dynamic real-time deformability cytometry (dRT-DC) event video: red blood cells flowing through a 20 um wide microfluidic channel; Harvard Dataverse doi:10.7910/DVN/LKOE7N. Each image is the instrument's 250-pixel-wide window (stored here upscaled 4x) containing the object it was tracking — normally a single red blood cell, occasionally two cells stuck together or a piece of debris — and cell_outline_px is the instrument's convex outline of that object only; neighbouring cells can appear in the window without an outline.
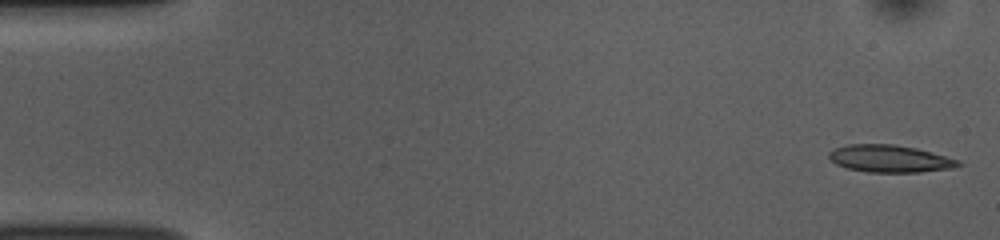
{"species": "common noctule bat (a hibernating species)", "species_latin": "Nyctalus noctula", "temperature_condition": "room temperature", "stored_images_in_passage": 52, "camera_frame_rate_fps": 3000, "um_per_image_px": 0.085, "animal": {"sex": "female", "body_mass_g": 10.0, "forearm_length_mm": 53.1}, "frame": {"image": 1, "passage_image": 1, "time_ms": 0.0, "image_size_px": [1000, 240], "cell_outline_px": [[964, 164], [952, 168], [920, 172], [868, 172], [848, 168], [836, 164], [828, 156], [828, 152], [832, 148], [848, 144], [892, 144], [916, 148], [932, 152], [960, 160]], "centroid_in_image_um": [75.64, 13.48], "position_along_channel_um": 9.4, "area_um2": 20.63}}
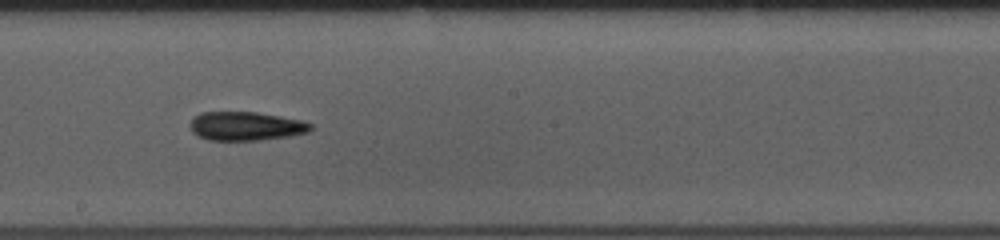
{"frame": {"image": 2, "passage_image": 28, "time_ms": 9.0, "image_size_px": [1000, 240], "cell_outline_px": [[312, 128], [308, 132], [288, 136], [260, 140], [208, 140], [192, 132], [192, 120], [200, 112], [256, 112], [300, 120], [312, 124]], "centroid_in_image_um": [20.91, 10.72], "position_along_channel_um": 227.3, "area_um2": 19.88}}
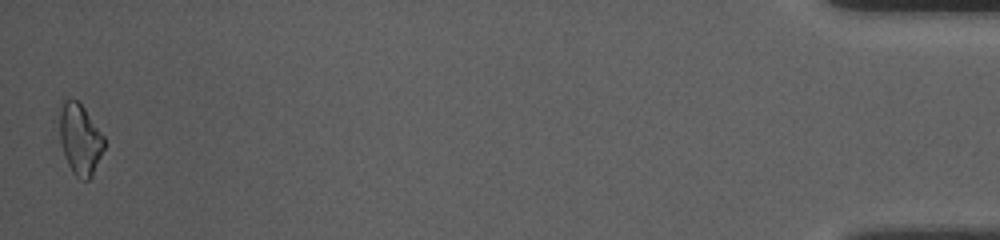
{"frame": {"image": 3, "passage_image": 51, "time_ms": 16.667, "image_size_px": [1000, 240], "cell_outline_px": [[104, 148], [92, 176], [88, 180], [80, 180], [72, 172], [64, 156], [60, 144], [60, 100], [64, 96], [76, 100], [84, 108], [104, 136]], "centroid_in_image_um": [6.77, 11.81], "position_along_channel_um": 428.4, "area_um2": 18.61}}